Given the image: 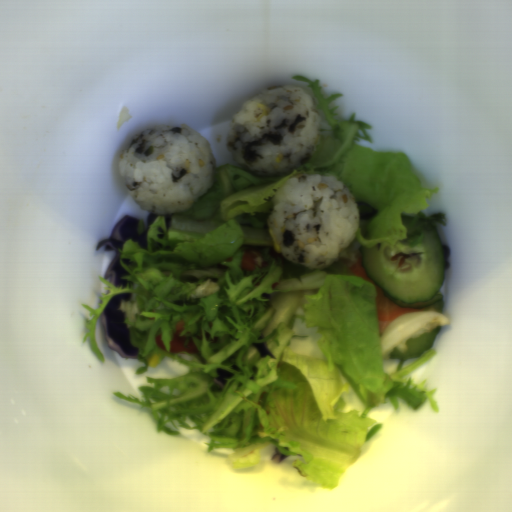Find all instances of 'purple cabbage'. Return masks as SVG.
<instances>
[{
	"instance_id": "purple-cabbage-2",
	"label": "purple cabbage",
	"mask_w": 512,
	"mask_h": 512,
	"mask_svg": "<svg viewBox=\"0 0 512 512\" xmlns=\"http://www.w3.org/2000/svg\"><path fill=\"white\" fill-rule=\"evenodd\" d=\"M130 293L112 297L98 318L106 346L124 359L138 361L139 350L131 344L129 329L125 324L126 313L119 309L121 300L131 298Z\"/></svg>"
},
{
	"instance_id": "purple-cabbage-1",
	"label": "purple cabbage",
	"mask_w": 512,
	"mask_h": 512,
	"mask_svg": "<svg viewBox=\"0 0 512 512\" xmlns=\"http://www.w3.org/2000/svg\"><path fill=\"white\" fill-rule=\"evenodd\" d=\"M159 215L149 212L147 217V228H145L143 218L131 215L123 216L110 231L106 239L99 240L96 250L114 251L115 257L105 268L104 280L112 283L117 288H126L128 280L122 279L123 275H128V271L120 265V251L128 239L137 242L147 249V235L151 224Z\"/></svg>"
}]
</instances>
